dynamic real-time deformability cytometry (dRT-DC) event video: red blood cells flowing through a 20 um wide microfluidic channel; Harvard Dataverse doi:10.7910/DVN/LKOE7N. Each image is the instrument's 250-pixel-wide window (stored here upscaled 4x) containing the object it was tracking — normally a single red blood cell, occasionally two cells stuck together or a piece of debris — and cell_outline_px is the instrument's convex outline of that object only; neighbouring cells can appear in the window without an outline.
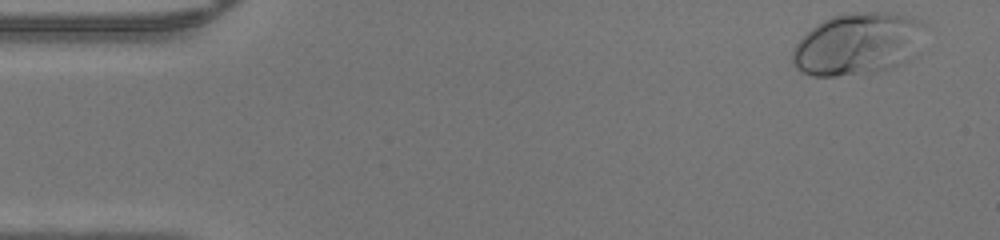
{"species": "human", "species_latin": "Homo sapiens", "temperature_condition": "warm", "stored_images_in_passage": 45, "camera_frame_rate_fps": 3000, "um_per_image_px": 0.085, "donor": {"sex": "male"}, "frame": {"image": 1, "passage_image": 1, "time_ms": 0.0, "image_size_px": [1000, 240], "cell_outline_px": [[924, 24], [908, 60], [904, 64], [892, 68], [876, 72], [836, 76], [812, 76], [796, 68], [792, 64], [792, 48], [816, 24], [832, 16], [864, 12], [888, 12], [912, 16], [920, 20]], "centroid_in_image_um": [72.85, 3.74], "position_along_channel_um": 12.2, "area_um2": 47.28}}
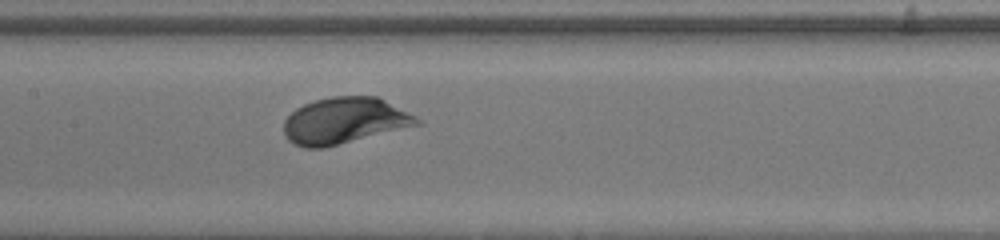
{"frame": {"image": 2, "passage_image": 21, "time_ms": 6.667, "image_size_px": [1000, 240], "cell_outline_px": [[424, 124], [324, 148], [304, 148], [288, 140], [284, 132], [284, 120], [296, 108], [304, 104], [316, 100], [332, 96], [380, 96], [416, 116]], "centroid_in_image_um": [29.33, 10.26], "position_along_channel_um": 178.1, "area_um2": 36.24}}
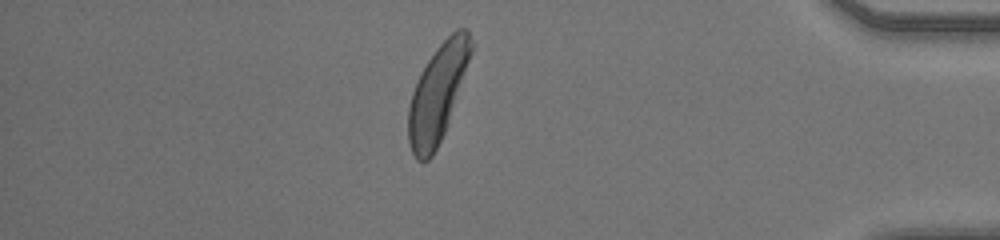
{"frame": {"image": 3, "passage_image": 39, "time_ms": 12.667, "image_size_px": [1000, 240], "cell_outline_px": [[472, 52], [448, 124], [432, 156], [428, 160], [416, 160], [412, 152], [408, 140], [408, 108], [412, 92], [428, 60], [436, 48], [456, 28], [468, 28], [472, 44]], "centroid_in_image_um": [37.2, 7.92], "position_along_channel_um": 398.0, "area_um2": 34.85}}